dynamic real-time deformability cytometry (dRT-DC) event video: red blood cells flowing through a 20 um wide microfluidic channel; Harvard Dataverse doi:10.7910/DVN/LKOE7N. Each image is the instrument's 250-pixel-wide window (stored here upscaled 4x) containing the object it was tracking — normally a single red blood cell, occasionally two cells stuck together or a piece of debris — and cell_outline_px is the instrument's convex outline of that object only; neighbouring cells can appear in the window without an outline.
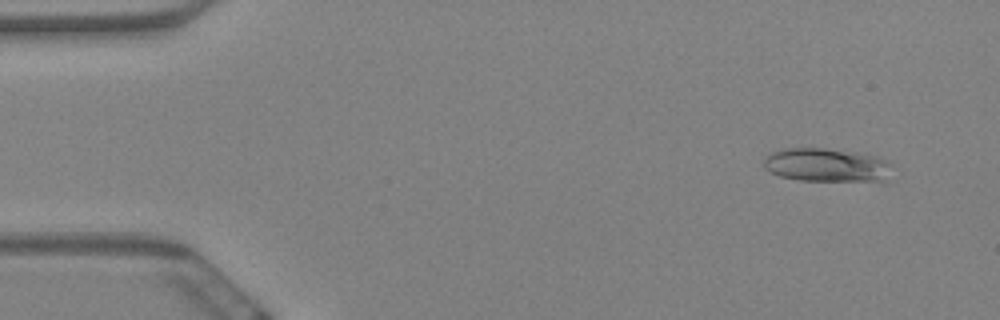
{"species": "Egyptian fruit bat (a non-hibernating species)", "species_latin": "Rousettus aegyptiacus", "temperature_condition": "warm", "stored_images_in_passage": 56, "camera_frame_rate_fps": 3000, "um_per_image_px": 0.085, "animal": {"sex": "female"}, "frame": {"image": 1, "passage_image": 2, "time_ms": 0.333, "image_size_px": [1000, 320], "cell_outline_px": [[892, 164], [884, 184], [880, 184], [796, 180], [780, 176], [764, 168], [764, 160], [772, 152], [784, 148], [824, 148], [852, 152], [876, 156]], "centroid_in_image_um": [70.35, 14.09], "position_along_channel_um": 14.7, "area_um2": 25.95}}
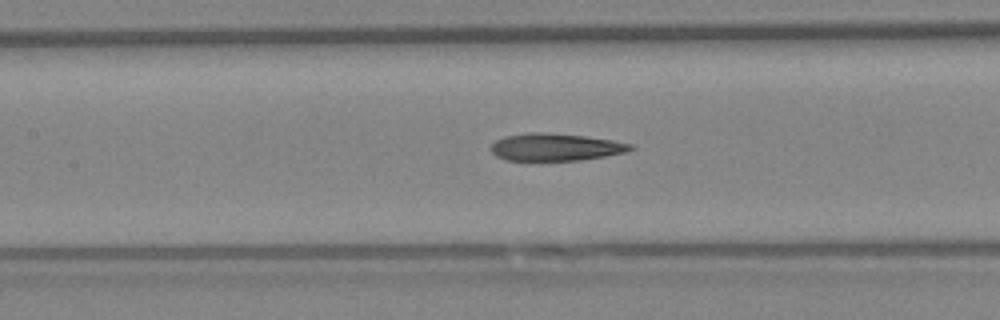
{"frame": {"image": 2, "passage_image": 24, "time_ms": 7.667, "image_size_px": [1000, 320], "cell_outline_px": [[636, 148], [628, 152], [580, 160], [504, 160], [496, 156], [492, 152], [492, 144], [496, 140], [504, 136], [528, 132], [544, 132], [584, 136], [612, 140], [632, 144]], "centroid_in_image_um": [47.23, 12.5], "position_along_channel_um": 160.2, "area_um2": 22.25}}
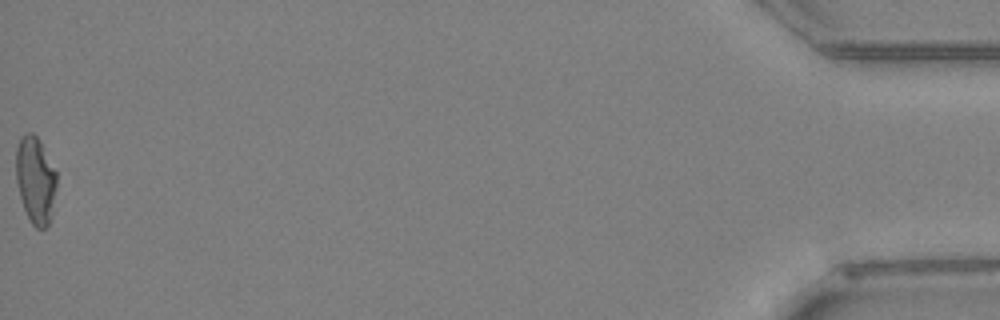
{"frame": {"image": 3, "passage_image": 56, "time_ms": 18.333, "image_size_px": [1000, 320], "cell_outline_px": [[56, 188], [52, 216], [48, 224], [44, 228], [36, 228], [32, 224], [24, 208], [20, 196], [16, 180], [16, 148], [20, 136], [24, 132], [32, 132], [40, 140], [56, 172]], "centroid_in_image_um": [3.01, 15.27], "position_along_channel_um": 432.2, "area_um2": 20.69}, "authors_computed_cell_mechanics": {"area_um2": 22.9177, "velocity_mm_per_s": 3.4901, "shape_relaxation_time_tau1_ms": 8.172, "shape_relaxation_time_tau2_ms": 5.1067, "deformation_change_tau1": 0.2145, "deformation_change_tau2": 0.1887}}